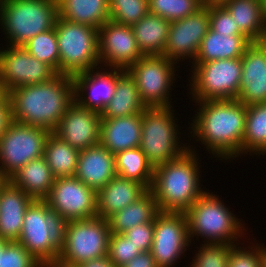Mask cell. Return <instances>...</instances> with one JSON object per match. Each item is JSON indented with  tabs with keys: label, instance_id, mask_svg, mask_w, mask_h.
I'll list each match as a JSON object with an SVG mask.
<instances>
[{
	"label": "cell",
	"instance_id": "816d5d0a",
	"mask_svg": "<svg viewBox=\"0 0 266 267\" xmlns=\"http://www.w3.org/2000/svg\"><path fill=\"white\" fill-rule=\"evenodd\" d=\"M10 241L5 240L0 238V253L3 252V250L5 249V246L9 243Z\"/></svg>",
	"mask_w": 266,
	"mask_h": 267
},
{
	"label": "cell",
	"instance_id": "5bb4252c",
	"mask_svg": "<svg viewBox=\"0 0 266 267\" xmlns=\"http://www.w3.org/2000/svg\"><path fill=\"white\" fill-rule=\"evenodd\" d=\"M4 46L0 47V81L7 93L20 86L50 81L58 75L53 67L30 55L23 46Z\"/></svg>",
	"mask_w": 266,
	"mask_h": 267
},
{
	"label": "cell",
	"instance_id": "74e56055",
	"mask_svg": "<svg viewBox=\"0 0 266 267\" xmlns=\"http://www.w3.org/2000/svg\"><path fill=\"white\" fill-rule=\"evenodd\" d=\"M189 267H228L230 249L234 245L224 243H201Z\"/></svg>",
	"mask_w": 266,
	"mask_h": 267
},
{
	"label": "cell",
	"instance_id": "277c9868",
	"mask_svg": "<svg viewBox=\"0 0 266 267\" xmlns=\"http://www.w3.org/2000/svg\"><path fill=\"white\" fill-rule=\"evenodd\" d=\"M219 196L205 191L185 212L190 242L201 237L203 243L236 245L246 236L243 219H238Z\"/></svg>",
	"mask_w": 266,
	"mask_h": 267
},
{
	"label": "cell",
	"instance_id": "ee69618b",
	"mask_svg": "<svg viewBox=\"0 0 266 267\" xmlns=\"http://www.w3.org/2000/svg\"><path fill=\"white\" fill-rule=\"evenodd\" d=\"M13 122L12 107L9 94L3 90L0 93V138Z\"/></svg>",
	"mask_w": 266,
	"mask_h": 267
},
{
	"label": "cell",
	"instance_id": "8992f818",
	"mask_svg": "<svg viewBox=\"0 0 266 267\" xmlns=\"http://www.w3.org/2000/svg\"><path fill=\"white\" fill-rule=\"evenodd\" d=\"M174 107L146 108L141 113L142 132L140 149L153 168L175 160L185 153L189 146L179 139L180 131ZM177 122V123H176Z\"/></svg>",
	"mask_w": 266,
	"mask_h": 267
},
{
	"label": "cell",
	"instance_id": "5b68a950",
	"mask_svg": "<svg viewBox=\"0 0 266 267\" xmlns=\"http://www.w3.org/2000/svg\"><path fill=\"white\" fill-rule=\"evenodd\" d=\"M57 17V0H0V29L6 45H25L34 36L53 29Z\"/></svg>",
	"mask_w": 266,
	"mask_h": 267
},
{
	"label": "cell",
	"instance_id": "ab89813d",
	"mask_svg": "<svg viewBox=\"0 0 266 267\" xmlns=\"http://www.w3.org/2000/svg\"><path fill=\"white\" fill-rule=\"evenodd\" d=\"M142 253L129 238L122 234H112L109 239L108 257L117 267L128 263Z\"/></svg>",
	"mask_w": 266,
	"mask_h": 267
},
{
	"label": "cell",
	"instance_id": "30bf717a",
	"mask_svg": "<svg viewBox=\"0 0 266 267\" xmlns=\"http://www.w3.org/2000/svg\"><path fill=\"white\" fill-rule=\"evenodd\" d=\"M188 92L192 101L233 100L238 98L242 76L241 58L192 63Z\"/></svg>",
	"mask_w": 266,
	"mask_h": 267
},
{
	"label": "cell",
	"instance_id": "7a4b0ae2",
	"mask_svg": "<svg viewBox=\"0 0 266 267\" xmlns=\"http://www.w3.org/2000/svg\"><path fill=\"white\" fill-rule=\"evenodd\" d=\"M13 121L54 132L74 100V79L58 74L50 81L8 92Z\"/></svg>",
	"mask_w": 266,
	"mask_h": 267
},
{
	"label": "cell",
	"instance_id": "83f0119b",
	"mask_svg": "<svg viewBox=\"0 0 266 267\" xmlns=\"http://www.w3.org/2000/svg\"><path fill=\"white\" fill-rule=\"evenodd\" d=\"M147 107L140 98L134 78L125 70L117 79L115 93L101 113V118L141 114Z\"/></svg>",
	"mask_w": 266,
	"mask_h": 267
},
{
	"label": "cell",
	"instance_id": "60d3db41",
	"mask_svg": "<svg viewBox=\"0 0 266 267\" xmlns=\"http://www.w3.org/2000/svg\"><path fill=\"white\" fill-rule=\"evenodd\" d=\"M0 267H42V264L20 243L10 241L0 253Z\"/></svg>",
	"mask_w": 266,
	"mask_h": 267
},
{
	"label": "cell",
	"instance_id": "d6986e66",
	"mask_svg": "<svg viewBox=\"0 0 266 267\" xmlns=\"http://www.w3.org/2000/svg\"><path fill=\"white\" fill-rule=\"evenodd\" d=\"M101 113L81 107L74 101L53 132L77 150L100 143Z\"/></svg>",
	"mask_w": 266,
	"mask_h": 267
},
{
	"label": "cell",
	"instance_id": "7c38bea8",
	"mask_svg": "<svg viewBox=\"0 0 266 267\" xmlns=\"http://www.w3.org/2000/svg\"><path fill=\"white\" fill-rule=\"evenodd\" d=\"M50 133L42 127L13 121L0 138V170L10 178L29 161L43 156Z\"/></svg>",
	"mask_w": 266,
	"mask_h": 267
},
{
	"label": "cell",
	"instance_id": "c3c4849f",
	"mask_svg": "<svg viewBox=\"0 0 266 267\" xmlns=\"http://www.w3.org/2000/svg\"><path fill=\"white\" fill-rule=\"evenodd\" d=\"M203 6L223 5L227 0H200Z\"/></svg>",
	"mask_w": 266,
	"mask_h": 267
},
{
	"label": "cell",
	"instance_id": "cb8c5ba5",
	"mask_svg": "<svg viewBox=\"0 0 266 267\" xmlns=\"http://www.w3.org/2000/svg\"><path fill=\"white\" fill-rule=\"evenodd\" d=\"M147 189L137 181L114 176L97 191V217L108 219L140 198Z\"/></svg>",
	"mask_w": 266,
	"mask_h": 267
},
{
	"label": "cell",
	"instance_id": "f6af8a7d",
	"mask_svg": "<svg viewBox=\"0 0 266 267\" xmlns=\"http://www.w3.org/2000/svg\"><path fill=\"white\" fill-rule=\"evenodd\" d=\"M121 267H157L152 253L142 252Z\"/></svg>",
	"mask_w": 266,
	"mask_h": 267
},
{
	"label": "cell",
	"instance_id": "603a6c76",
	"mask_svg": "<svg viewBox=\"0 0 266 267\" xmlns=\"http://www.w3.org/2000/svg\"><path fill=\"white\" fill-rule=\"evenodd\" d=\"M141 132V114L102 118L100 144L115 155L118 152L139 147Z\"/></svg>",
	"mask_w": 266,
	"mask_h": 267
},
{
	"label": "cell",
	"instance_id": "3957f363",
	"mask_svg": "<svg viewBox=\"0 0 266 267\" xmlns=\"http://www.w3.org/2000/svg\"><path fill=\"white\" fill-rule=\"evenodd\" d=\"M189 149L175 160L154 168L150 191L162 212L185 213L206 191L201 185L199 155L190 143ZM198 156V157H197ZM200 165V166H199Z\"/></svg>",
	"mask_w": 266,
	"mask_h": 267
},
{
	"label": "cell",
	"instance_id": "d4e9b609",
	"mask_svg": "<svg viewBox=\"0 0 266 267\" xmlns=\"http://www.w3.org/2000/svg\"><path fill=\"white\" fill-rule=\"evenodd\" d=\"M251 43L245 35L217 33L210 28L201 41L193 63L241 58Z\"/></svg>",
	"mask_w": 266,
	"mask_h": 267
},
{
	"label": "cell",
	"instance_id": "ac0fdd59",
	"mask_svg": "<svg viewBox=\"0 0 266 267\" xmlns=\"http://www.w3.org/2000/svg\"><path fill=\"white\" fill-rule=\"evenodd\" d=\"M124 71L98 66L74 75V100L83 108L102 113L115 93L118 77Z\"/></svg>",
	"mask_w": 266,
	"mask_h": 267
},
{
	"label": "cell",
	"instance_id": "836d02e7",
	"mask_svg": "<svg viewBox=\"0 0 266 267\" xmlns=\"http://www.w3.org/2000/svg\"><path fill=\"white\" fill-rule=\"evenodd\" d=\"M117 176L141 183L147 190L153 181L154 168L147 161L140 147L127 149L115 154Z\"/></svg>",
	"mask_w": 266,
	"mask_h": 267
},
{
	"label": "cell",
	"instance_id": "1f68e13d",
	"mask_svg": "<svg viewBox=\"0 0 266 267\" xmlns=\"http://www.w3.org/2000/svg\"><path fill=\"white\" fill-rule=\"evenodd\" d=\"M266 155V102L246 106L242 155Z\"/></svg>",
	"mask_w": 266,
	"mask_h": 267
},
{
	"label": "cell",
	"instance_id": "f546056e",
	"mask_svg": "<svg viewBox=\"0 0 266 267\" xmlns=\"http://www.w3.org/2000/svg\"><path fill=\"white\" fill-rule=\"evenodd\" d=\"M159 212L154 195L147 190L135 202L119 210L107 220L112 234H122L137 224L154 222Z\"/></svg>",
	"mask_w": 266,
	"mask_h": 267
},
{
	"label": "cell",
	"instance_id": "4dcf8cb0",
	"mask_svg": "<svg viewBox=\"0 0 266 267\" xmlns=\"http://www.w3.org/2000/svg\"><path fill=\"white\" fill-rule=\"evenodd\" d=\"M58 16L99 29L110 20L109 0H57Z\"/></svg>",
	"mask_w": 266,
	"mask_h": 267
},
{
	"label": "cell",
	"instance_id": "ba28073f",
	"mask_svg": "<svg viewBox=\"0 0 266 267\" xmlns=\"http://www.w3.org/2000/svg\"><path fill=\"white\" fill-rule=\"evenodd\" d=\"M111 231L108 220L94 217L62 224L59 261L77 266L108 255Z\"/></svg>",
	"mask_w": 266,
	"mask_h": 267
},
{
	"label": "cell",
	"instance_id": "4fadbf2b",
	"mask_svg": "<svg viewBox=\"0 0 266 267\" xmlns=\"http://www.w3.org/2000/svg\"><path fill=\"white\" fill-rule=\"evenodd\" d=\"M97 192L76 176L56 178L45 201L63 224L97 216Z\"/></svg>",
	"mask_w": 266,
	"mask_h": 267
},
{
	"label": "cell",
	"instance_id": "b9f144b4",
	"mask_svg": "<svg viewBox=\"0 0 266 267\" xmlns=\"http://www.w3.org/2000/svg\"><path fill=\"white\" fill-rule=\"evenodd\" d=\"M210 28L217 33L244 35L223 5L209 6Z\"/></svg>",
	"mask_w": 266,
	"mask_h": 267
},
{
	"label": "cell",
	"instance_id": "9a60e30c",
	"mask_svg": "<svg viewBox=\"0 0 266 267\" xmlns=\"http://www.w3.org/2000/svg\"><path fill=\"white\" fill-rule=\"evenodd\" d=\"M185 213L160 211L154 219L151 253L157 267H175L190 247ZM183 254V255H182Z\"/></svg>",
	"mask_w": 266,
	"mask_h": 267
},
{
	"label": "cell",
	"instance_id": "4316f807",
	"mask_svg": "<svg viewBox=\"0 0 266 267\" xmlns=\"http://www.w3.org/2000/svg\"><path fill=\"white\" fill-rule=\"evenodd\" d=\"M171 21L148 12L131 26L137 44L144 56L164 55Z\"/></svg>",
	"mask_w": 266,
	"mask_h": 267
},
{
	"label": "cell",
	"instance_id": "8d00e7d4",
	"mask_svg": "<svg viewBox=\"0 0 266 267\" xmlns=\"http://www.w3.org/2000/svg\"><path fill=\"white\" fill-rule=\"evenodd\" d=\"M148 0H109L110 20L133 26L148 13Z\"/></svg>",
	"mask_w": 266,
	"mask_h": 267
},
{
	"label": "cell",
	"instance_id": "bcb514c9",
	"mask_svg": "<svg viewBox=\"0 0 266 267\" xmlns=\"http://www.w3.org/2000/svg\"><path fill=\"white\" fill-rule=\"evenodd\" d=\"M76 267H117L109 257L103 256L83 262Z\"/></svg>",
	"mask_w": 266,
	"mask_h": 267
},
{
	"label": "cell",
	"instance_id": "f1b7e54d",
	"mask_svg": "<svg viewBox=\"0 0 266 267\" xmlns=\"http://www.w3.org/2000/svg\"><path fill=\"white\" fill-rule=\"evenodd\" d=\"M223 6L248 39L266 41V22L262 17L260 0H227Z\"/></svg>",
	"mask_w": 266,
	"mask_h": 267
},
{
	"label": "cell",
	"instance_id": "44dd1931",
	"mask_svg": "<svg viewBox=\"0 0 266 267\" xmlns=\"http://www.w3.org/2000/svg\"><path fill=\"white\" fill-rule=\"evenodd\" d=\"M115 155L100 143L80 150L75 176L96 192L114 176Z\"/></svg>",
	"mask_w": 266,
	"mask_h": 267
},
{
	"label": "cell",
	"instance_id": "d6a6232c",
	"mask_svg": "<svg viewBox=\"0 0 266 267\" xmlns=\"http://www.w3.org/2000/svg\"><path fill=\"white\" fill-rule=\"evenodd\" d=\"M79 150L53 132L46 139L44 158L55 178L75 176Z\"/></svg>",
	"mask_w": 266,
	"mask_h": 267
},
{
	"label": "cell",
	"instance_id": "7bdbcfd3",
	"mask_svg": "<svg viewBox=\"0 0 266 267\" xmlns=\"http://www.w3.org/2000/svg\"><path fill=\"white\" fill-rule=\"evenodd\" d=\"M141 252H149L154 237V222L135 225L123 233Z\"/></svg>",
	"mask_w": 266,
	"mask_h": 267
},
{
	"label": "cell",
	"instance_id": "52a82bcc",
	"mask_svg": "<svg viewBox=\"0 0 266 267\" xmlns=\"http://www.w3.org/2000/svg\"><path fill=\"white\" fill-rule=\"evenodd\" d=\"M55 32L60 56V74L74 76L100 66L98 29L58 16Z\"/></svg>",
	"mask_w": 266,
	"mask_h": 267
},
{
	"label": "cell",
	"instance_id": "7402d4cb",
	"mask_svg": "<svg viewBox=\"0 0 266 267\" xmlns=\"http://www.w3.org/2000/svg\"><path fill=\"white\" fill-rule=\"evenodd\" d=\"M34 199L10 180L0 191V238L18 241L27 208Z\"/></svg>",
	"mask_w": 266,
	"mask_h": 267
},
{
	"label": "cell",
	"instance_id": "681fc988",
	"mask_svg": "<svg viewBox=\"0 0 266 267\" xmlns=\"http://www.w3.org/2000/svg\"><path fill=\"white\" fill-rule=\"evenodd\" d=\"M9 178L0 170V191L2 187L8 182Z\"/></svg>",
	"mask_w": 266,
	"mask_h": 267
},
{
	"label": "cell",
	"instance_id": "ffe728a7",
	"mask_svg": "<svg viewBox=\"0 0 266 267\" xmlns=\"http://www.w3.org/2000/svg\"><path fill=\"white\" fill-rule=\"evenodd\" d=\"M237 100L244 105L266 102V41L252 42L241 57Z\"/></svg>",
	"mask_w": 266,
	"mask_h": 267
},
{
	"label": "cell",
	"instance_id": "8fae6325",
	"mask_svg": "<svg viewBox=\"0 0 266 267\" xmlns=\"http://www.w3.org/2000/svg\"><path fill=\"white\" fill-rule=\"evenodd\" d=\"M177 66L164 55H149L142 56L127 69L135 80L141 101L147 108L174 107L170 92L178 76L176 68L180 66Z\"/></svg>",
	"mask_w": 266,
	"mask_h": 267
},
{
	"label": "cell",
	"instance_id": "9c48e42d",
	"mask_svg": "<svg viewBox=\"0 0 266 267\" xmlns=\"http://www.w3.org/2000/svg\"><path fill=\"white\" fill-rule=\"evenodd\" d=\"M62 223L45 200H34L27 208L18 243L42 265L59 259Z\"/></svg>",
	"mask_w": 266,
	"mask_h": 267
},
{
	"label": "cell",
	"instance_id": "6da1fadb",
	"mask_svg": "<svg viewBox=\"0 0 266 267\" xmlns=\"http://www.w3.org/2000/svg\"><path fill=\"white\" fill-rule=\"evenodd\" d=\"M197 111L188 131L205 146V151L221 161L241 158L245 132L246 105L233 100L195 101ZM198 103V104H197ZM191 130V131H190Z\"/></svg>",
	"mask_w": 266,
	"mask_h": 267
},
{
	"label": "cell",
	"instance_id": "e575fe53",
	"mask_svg": "<svg viewBox=\"0 0 266 267\" xmlns=\"http://www.w3.org/2000/svg\"><path fill=\"white\" fill-rule=\"evenodd\" d=\"M23 47L30 55L47 63L60 74V56L55 27L34 36Z\"/></svg>",
	"mask_w": 266,
	"mask_h": 267
},
{
	"label": "cell",
	"instance_id": "d590c367",
	"mask_svg": "<svg viewBox=\"0 0 266 267\" xmlns=\"http://www.w3.org/2000/svg\"><path fill=\"white\" fill-rule=\"evenodd\" d=\"M202 7L200 0H148V11L168 21L183 19Z\"/></svg>",
	"mask_w": 266,
	"mask_h": 267
},
{
	"label": "cell",
	"instance_id": "2e32d148",
	"mask_svg": "<svg viewBox=\"0 0 266 267\" xmlns=\"http://www.w3.org/2000/svg\"><path fill=\"white\" fill-rule=\"evenodd\" d=\"M209 29V6H203L183 19L171 21L164 56L176 64L185 59L193 63Z\"/></svg>",
	"mask_w": 266,
	"mask_h": 267
},
{
	"label": "cell",
	"instance_id": "f35d334b",
	"mask_svg": "<svg viewBox=\"0 0 266 267\" xmlns=\"http://www.w3.org/2000/svg\"><path fill=\"white\" fill-rule=\"evenodd\" d=\"M251 246L243 247L239 244L230 249L228 267H265L266 264V246L264 243L258 244L253 240Z\"/></svg>",
	"mask_w": 266,
	"mask_h": 267
},
{
	"label": "cell",
	"instance_id": "f907efd6",
	"mask_svg": "<svg viewBox=\"0 0 266 267\" xmlns=\"http://www.w3.org/2000/svg\"><path fill=\"white\" fill-rule=\"evenodd\" d=\"M260 7H261L262 17L266 22V0H260Z\"/></svg>",
	"mask_w": 266,
	"mask_h": 267
},
{
	"label": "cell",
	"instance_id": "f5cc1de1",
	"mask_svg": "<svg viewBox=\"0 0 266 267\" xmlns=\"http://www.w3.org/2000/svg\"><path fill=\"white\" fill-rule=\"evenodd\" d=\"M3 91V88L1 86V81H0V93Z\"/></svg>",
	"mask_w": 266,
	"mask_h": 267
},
{
	"label": "cell",
	"instance_id": "484cf974",
	"mask_svg": "<svg viewBox=\"0 0 266 267\" xmlns=\"http://www.w3.org/2000/svg\"><path fill=\"white\" fill-rule=\"evenodd\" d=\"M55 179L44 156L29 161L9 178L15 186L34 200H45Z\"/></svg>",
	"mask_w": 266,
	"mask_h": 267
},
{
	"label": "cell",
	"instance_id": "7dc6e473",
	"mask_svg": "<svg viewBox=\"0 0 266 267\" xmlns=\"http://www.w3.org/2000/svg\"><path fill=\"white\" fill-rule=\"evenodd\" d=\"M42 267H76V266H71V265H66L59 260L49 262V263H44Z\"/></svg>",
	"mask_w": 266,
	"mask_h": 267
},
{
	"label": "cell",
	"instance_id": "e0dca14e",
	"mask_svg": "<svg viewBox=\"0 0 266 267\" xmlns=\"http://www.w3.org/2000/svg\"><path fill=\"white\" fill-rule=\"evenodd\" d=\"M100 66L127 70L144 56L131 26L107 21L98 29Z\"/></svg>",
	"mask_w": 266,
	"mask_h": 267
}]
</instances>
